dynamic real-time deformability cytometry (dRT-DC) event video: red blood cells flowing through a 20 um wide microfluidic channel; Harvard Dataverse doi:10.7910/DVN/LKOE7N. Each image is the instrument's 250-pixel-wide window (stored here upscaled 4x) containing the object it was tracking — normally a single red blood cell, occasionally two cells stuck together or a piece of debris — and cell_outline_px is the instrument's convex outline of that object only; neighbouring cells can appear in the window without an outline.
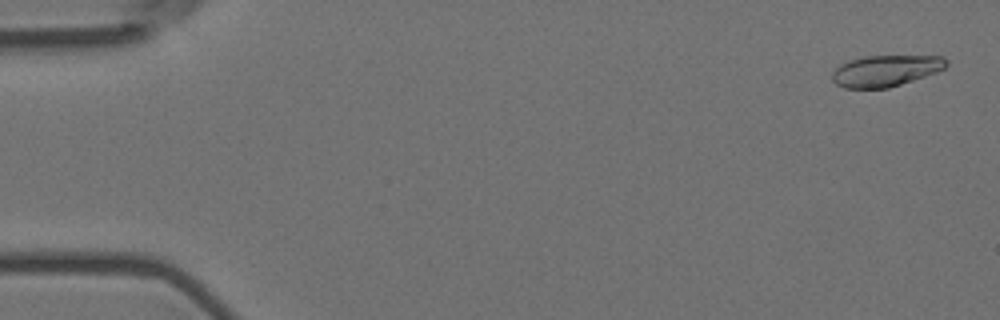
{"species": "Egyptian fruit bat (a non-hibernating species)", "species_latin": "Rousettus aegyptiacus", "temperature_condition": "room temperature", "stored_images_in_passage": 5, "camera_frame_rate_fps": 3000, "um_per_image_px": 0.085, "animal": {"sex": "female"}, "frame": {"image": 1, "passage_image": 1, "time_ms": 0.0, "image_size_px": [1000, 320], "cell_outline_px": [[948, 64], [944, 68], [936, 72], [888, 88], [844, 88], [836, 84], [832, 80], [832, 72], [840, 64], [848, 60], [864, 56], [944, 56], [948, 60]], "centroid_in_image_um": [75.26, 6.0], "position_along_channel_um": 9.7, "area_um2": 20.75}}
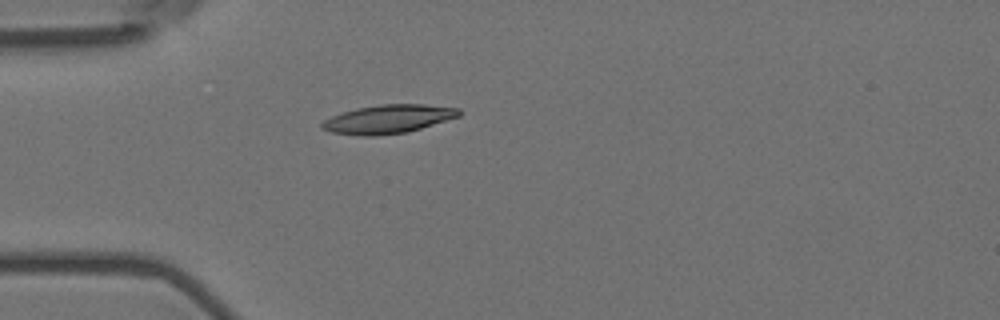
{"frame": {"image": 2, "passage_image": 5, "time_ms": 1.333, "image_size_px": [1000, 320], "cell_outline_px": [[460, 116], [408, 132], [376, 136], [360, 136], [332, 132], [320, 128], [320, 124], [324, 120], [332, 116], [356, 108], [380, 104], [424, 104], [460, 108]], "centroid_in_image_um": [32.99, 10.12], "position_along_channel_um": 52.0, "area_um2": 22.89}}